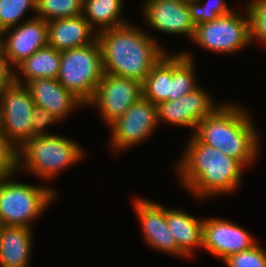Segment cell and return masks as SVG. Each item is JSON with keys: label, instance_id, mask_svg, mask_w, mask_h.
<instances>
[{"label": "cell", "instance_id": "6da1fadb", "mask_svg": "<svg viewBox=\"0 0 266 267\" xmlns=\"http://www.w3.org/2000/svg\"><path fill=\"white\" fill-rule=\"evenodd\" d=\"M177 162L178 181L196 199H211L239 189L245 168L237 159L200 142L193 134Z\"/></svg>", "mask_w": 266, "mask_h": 267}, {"label": "cell", "instance_id": "7a4b0ae2", "mask_svg": "<svg viewBox=\"0 0 266 267\" xmlns=\"http://www.w3.org/2000/svg\"><path fill=\"white\" fill-rule=\"evenodd\" d=\"M130 22L97 34L104 72L143 83L152 67L166 54L154 36Z\"/></svg>", "mask_w": 266, "mask_h": 267}, {"label": "cell", "instance_id": "3957f363", "mask_svg": "<svg viewBox=\"0 0 266 267\" xmlns=\"http://www.w3.org/2000/svg\"><path fill=\"white\" fill-rule=\"evenodd\" d=\"M252 118L241 105L223 102L199 121L193 135L248 167L258 158L261 143Z\"/></svg>", "mask_w": 266, "mask_h": 267}, {"label": "cell", "instance_id": "277c9868", "mask_svg": "<svg viewBox=\"0 0 266 267\" xmlns=\"http://www.w3.org/2000/svg\"><path fill=\"white\" fill-rule=\"evenodd\" d=\"M18 169H25L44 183L57 177L86 155L79 143L62 135L31 137L17 151Z\"/></svg>", "mask_w": 266, "mask_h": 267}, {"label": "cell", "instance_id": "5b68a950", "mask_svg": "<svg viewBox=\"0 0 266 267\" xmlns=\"http://www.w3.org/2000/svg\"><path fill=\"white\" fill-rule=\"evenodd\" d=\"M56 190L51 185H31L12 180H0V218L4 226L32 228L35 219L56 200Z\"/></svg>", "mask_w": 266, "mask_h": 267}, {"label": "cell", "instance_id": "8992f818", "mask_svg": "<svg viewBox=\"0 0 266 267\" xmlns=\"http://www.w3.org/2000/svg\"><path fill=\"white\" fill-rule=\"evenodd\" d=\"M104 74L98 40L82 47L61 51L57 79L85 105L92 99Z\"/></svg>", "mask_w": 266, "mask_h": 267}, {"label": "cell", "instance_id": "52a82bcc", "mask_svg": "<svg viewBox=\"0 0 266 267\" xmlns=\"http://www.w3.org/2000/svg\"><path fill=\"white\" fill-rule=\"evenodd\" d=\"M244 11L245 14H239L233 10L213 21L197 25L191 41L203 50L221 55L239 52L251 44L250 16L247 8Z\"/></svg>", "mask_w": 266, "mask_h": 267}, {"label": "cell", "instance_id": "ba28073f", "mask_svg": "<svg viewBox=\"0 0 266 267\" xmlns=\"http://www.w3.org/2000/svg\"><path fill=\"white\" fill-rule=\"evenodd\" d=\"M35 103L24 84L14 82L0 93V131L18 149L32 137Z\"/></svg>", "mask_w": 266, "mask_h": 267}, {"label": "cell", "instance_id": "9c48e42d", "mask_svg": "<svg viewBox=\"0 0 266 267\" xmlns=\"http://www.w3.org/2000/svg\"><path fill=\"white\" fill-rule=\"evenodd\" d=\"M159 125L156 105L142 96L109 126V147L113 152H124L147 141Z\"/></svg>", "mask_w": 266, "mask_h": 267}, {"label": "cell", "instance_id": "30bf717a", "mask_svg": "<svg viewBox=\"0 0 266 267\" xmlns=\"http://www.w3.org/2000/svg\"><path fill=\"white\" fill-rule=\"evenodd\" d=\"M142 96V83L138 80L105 73L85 107L97 109L101 119L110 126Z\"/></svg>", "mask_w": 266, "mask_h": 267}, {"label": "cell", "instance_id": "8fae6325", "mask_svg": "<svg viewBox=\"0 0 266 267\" xmlns=\"http://www.w3.org/2000/svg\"><path fill=\"white\" fill-rule=\"evenodd\" d=\"M221 103L214 102L211 94L200 85L187 95L174 101L156 105L158 123H171L176 127L190 128L193 134L197 124L209 116Z\"/></svg>", "mask_w": 266, "mask_h": 267}, {"label": "cell", "instance_id": "7c38bea8", "mask_svg": "<svg viewBox=\"0 0 266 267\" xmlns=\"http://www.w3.org/2000/svg\"><path fill=\"white\" fill-rule=\"evenodd\" d=\"M203 220L202 248L222 261L232 254L249 250L258 244L253 234L231 220L218 217Z\"/></svg>", "mask_w": 266, "mask_h": 267}, {"label": "cell", "instance_id": "4fadbf2b", "mask_svg": "<svg viewBox=\"0 0 266 267\" xmlns=\"http://www.w3.org/2000/svg\"><path fill=\"white\" fill-rule=\"evenodd\" d=\"M145 243L167 255L188 258L178 247L166 222V207L149 199L132 200Z\"/></svg>", "mask_w": 266, "mask_h": 267}, {"label": "cell", "instance_id": "5bb4252c", "mask_svg": "<svg viewBox=\"0 0 266 267\" xmlns=\"http://www.w3.org/2000/svg\"><path fill=\"white\" fill-rule=\"evenodd\" d=\"M46 46L47 22L35 15L15 27L2 31V51L14 68Z\"/></svg>", "mask_w": 266, "mask_h": 267}, {"label": "cell", "instance_id": "9a60e30c", "mask_svg": "<svg viewBox=\"0 0 266 267\" xmlns=\"http://www.w3.org/2000/svg\"><path fill=\"white\" fill-rule=\"evenodd\" d=\"M142 17L153 30L192 39L195 31L187 3L181 0H145Z\"/></svg>", "mask_w": 266, "mask_h": 267}, {"label": "cell", "instance_id": "2e32d148", "mask_svg": "<svg viewBox=\"0 0 266 267\" xmlns=\"http://www.w3.org/2000/svg\"><path fill=\"white\" fill-rule=\"evenodd\" d=\"M32 96L36 107L48 110L60 121L66 120L73 110L85 104L67 90L58 79L40 78L24 84Z\"/></svg>", "mask_w": 266, "mask_h": 267}, {"label": "cell", "instance_id": "e0dca14e", "mask_svg": "<svg viewBox=\"0 0 266 267\" xmlns=\"http://www.w3.org/2000/svg\"><path fill=\"white\" fill-rule=\"evenodd\" d=\"M97 34L82 14L47 22L48 46L58 51L94 43Z\"/></svg>", "mask_w": 266, "mask_h": 267}, {"label": "cell", "instance_id": "ac0fdd59", "mask_svg": "<svg viewBox=\"0 0 266 267\" xmlns=\"http://www.w3.org/2000/svg\"><path fill=\"white\" fill-rule=\"evenodd\" d=\"M166 222L177 247L189 258L203 246V223L187 211L166 208Z\"/></svg>", "mask_w": 266, "mask_h": 267}, {"label": "cell", "instance_id": "d6986e66", "mask_svg": "<svg viewBox=\"0 0 266 267\" xmlns=\"http://www.w3.org/2000/svg\"><path fill=\"white\" fill-rule=\"evenodd\" d=\"M33 229L4 226L0 234V267H30Z\"/></svg>", "mask_w": 266, "mask_h": 267}, {"label": "cell", "instance_id": "ffe728a7", "mask_svg": "<svg viewBox=\"0 0 266 267\" xmlns=\"http://www.w3.org/2000/svg\"><path fill=\"white\" fill-rule=\"evenodd\" d=\"M60 60L61 51L50 46L41 48L15 68V82L25 84L33 79H57Z\"/></svg>", "mask_w": 266, "mask_h": 267}, {"label": "cell", "instance_id": "44dd1931", "mask_svg": "<svg viewBox=\"0 0 266 267\" xmlns=\"http://www.w3.org/2000/svg\"><path fill=\"white\" fill-rule=\"evenodd\" d=\"M123 3L124 0H83L82 15L99 33L128 23L121 17Z\"/></svg>", "mask_w": 266, "mask_h": 267}, {"label": "cell", "instance_id": "7402d4cb", "mask_svg": "<svg viewBox=\"0 0 266 267\" xmlns=\"http://www.w3.org/2000/svg\"><path fill=\"white\" fill-rule=\"evenodd\" d=\"M143 97L157 105L172 101V53H166L142 83Z\"/></svg>", "mask_w": 266, "mask_h": 267}, {"label": "cell", "instance_id": "603a6c76", "mask_svg": "<svg viewBox=\"0 0 266 267\" xmlns=\"http://www.w3.org/2000/svg\"><path fill=\"white\" fill-rule=\"evenodd\" d=\"M194 57L189 51L172 54V101L187 95L199 86Z\"/></svg>", "mask_w": 266, "mask_h": 267}, {"label": "cell", "instance_id": "cb8c5ba5", "mask_svg": "<svg viewBox=\"0 0 266 267\" xmlns=\"http://www.w3.org/2000/svg\"><path fill=\"white\" fill-rule=\"evenodd\" d=\"M83 0H36L35 16L46 22L82 14Z\"/></svg>", "mask_w": 266, "mask_h": 267}, {"label": "cell", "instance_id": "d4e9b609", "mask_svg": "<svg viewBox=\"0 0 266 267\" xmlns=\"http://www.w3.org/2000/svg\"><path fill=\"white\" fill-rule=\"evenodd\" d=\"M28 9L36 14V0H0V31L24 22Z\"/></svg>", "mask_w": 266, "mask_h": 267}, {"label": "cell", "instance_id": "484cf974", "mask_svg": "<svg viewBox=\"0 0 266 267\" xmlns=\"http://www.w3.org/2000/svg\"><path fill=\"white\" fill-rule=\"evenodd\" d=\"M187 5L195 27L199 24L213 21L233 11L227 5L226 0H200L189 2Z\"/></svg>", "mask_w": 266, "mask_h": 267}, {"label": "cell", "instance_id": "4316f807", "mask_svg": "<svg viewBox=\"0 0 266 267\" xmlns=\"http://www.w3.org/2000/svg\"><path fill=\"white\" fill-rule=\"evenodd\" d=\"M247 10L250 16L252 42L266 46V0H249Z\"/></svg>", "mask_w": 266, "mask_h": 267}, {"label": "cell", "instance_id": "83f0119b", "mask_svg": "<svg viewBox=\"0 0 266 267\" xmlns=\"http://www.w3.org/2000/svg\"><path fill=\"white\" fill-rule=\"evenodd\" d=\"M227 267H266V250L259 244L223 260Z\"/></svg>", "mask_w": 266, "mask_h": 267}, {"label": "cell", "instance_id": "f1b7e54d", "mask_svg": "<svg viewBox=\"0 0 266 267\" xmlns=\"http://www.w3.org/2000/svg\"><path fill=\"white\" fill-rule=\"evenodd\" d=\"M18 149L0 131V180L10 177L18 169Z\"/></svg>", "mask_w": 266, "mask_h": 267}, {"label": "cell", "instance_id": "f546056e", "mask_svg": "<svg viewBox=\"0 0 266 267\" xmlns=\"http://www.w3.org/2000/svg\"><path fill=\"white\" fill-rule=\"evenodd\" d=\"M32 137L51 135L52 133L48 131L49 126L54 125L60 120L51 114L48 110L35 107L32 112ZM47 129V130H46Z\"/></svg>", "mask_w": 266, "mask_h": 267}, {"label": "cell", "instance_id": "4dcf8cb0", "mask_svg": "<svg viewBox=\"0 0 266 267\" xmlns=\"http://www.w3.org/2000/svg\"><path fill=\"white\" fill-rule=\"evenodd\" d=\"M15 82V68L11 65L3 51L0 52V93L8 85Z\"/></svg>", "mask_w": 266, "mask_h": 267}, {"label": "cell", "instance_id": "1f68e13d", "mask_svg": "<svg viewBox=\"0 0 266 267\" xmlns=\"http://www.w3.org/2000/svg\"><path fill=\"white\" fill-rule=\"evenodd\" d=\"M2 51V32L0 31V52Z\"/></svg>", "mask_w": 266, "mask_h": 267}, {"label": "cell", "instance_id": "d6a6232c", "mask_svg": "<svg viewBox=\"0 0 266 267\" xmlns=\"http://www.w3.org/2000/svg\"><path fill=\"white\" fill-rule=\"evenodd\" d=\"M3 227H4V224H3V222H2V219L0 218V234H1V232H2Z\"/></svg>", "mask_w": 266, "mask_h": 267}, {"label": "cell", "instance_id": "836d02e7", "mask_svg": "<svg viewBox=\"0 0 266 267\" xmlns=\"http://www.w3.org/2000/svg\"><path fill=\"white\" fill-rule=\"evenodd\" d=\"M183 1L184 3H189V2H197V1H200V0H181Z\"/></svg>", "mask_w": 266, "mask_h": 267}]
</instances>
